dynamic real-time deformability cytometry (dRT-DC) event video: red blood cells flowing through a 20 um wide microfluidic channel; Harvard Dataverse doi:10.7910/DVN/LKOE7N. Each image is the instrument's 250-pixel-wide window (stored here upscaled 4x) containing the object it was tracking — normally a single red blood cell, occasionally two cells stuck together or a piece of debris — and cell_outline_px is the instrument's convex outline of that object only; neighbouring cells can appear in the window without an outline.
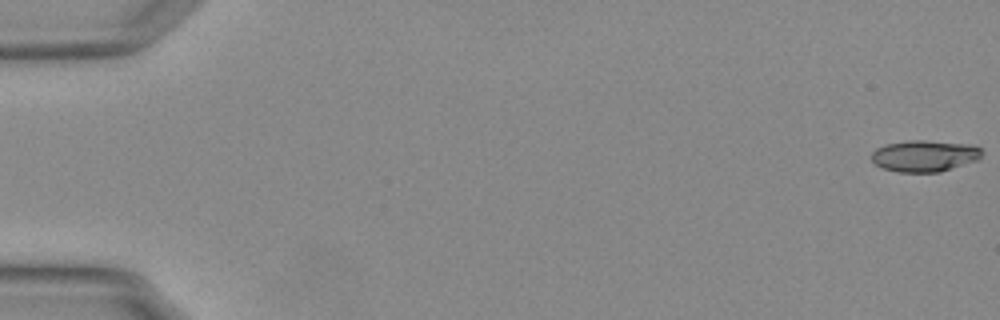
{"species": "Egyptian fruit bat (a non-hibernating species)", "species_latin": "Rousettus aegyptiacus", "temperature_condition": "warm", "stored_images_in_passage": 19, "camera_frame_rate_fps": 3000, "um_per_image_px": 0.085, "animal": {"sex": "female"}, "frame": {"image": 1, "passage_image": 1, "time_ms": 0.0, "image_size_px": [1000, 320], "cell_outline_px": [[984, 152], [976, 160], [940, 172], [896, 172], [880, 168], [872, 160], [872, 152], [876, 148], [884, 144], [908, 140], [924, 140], [972, 144], [980, 148]], "centroid_in_image_um": [78.56, 13.24], "position_along_channel_um": 6.4, "area_um2": 20.4}}
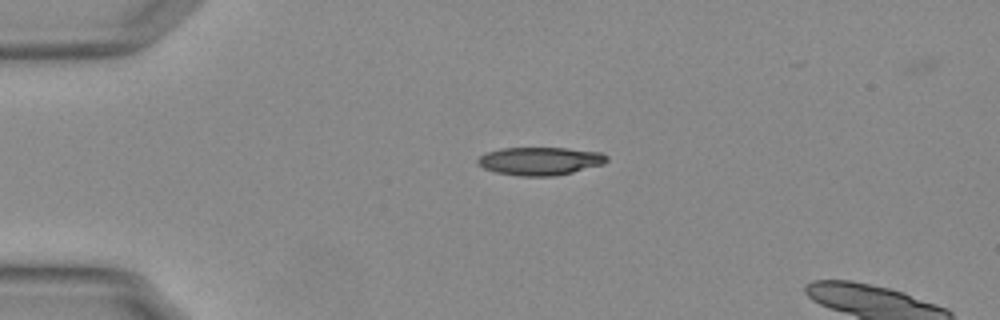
{"frame": {"image": 2, "passage_image": 14, "time_ms": 4.333, "image_size_px": [1000, 320], "cell_outline_px": [[608, 160], [604, 164], [572, 172], [552, 176], [520, 176], [496, 172], [484, 168], [476, 164], [476, 160], [484, 152], [500, 148], [564, 148], [600, 152], [608, 156]], "centroid_in_image_um": [45.87, 13.68], "position_along_channel_um": 39.1, "area_um2": 21.15}}